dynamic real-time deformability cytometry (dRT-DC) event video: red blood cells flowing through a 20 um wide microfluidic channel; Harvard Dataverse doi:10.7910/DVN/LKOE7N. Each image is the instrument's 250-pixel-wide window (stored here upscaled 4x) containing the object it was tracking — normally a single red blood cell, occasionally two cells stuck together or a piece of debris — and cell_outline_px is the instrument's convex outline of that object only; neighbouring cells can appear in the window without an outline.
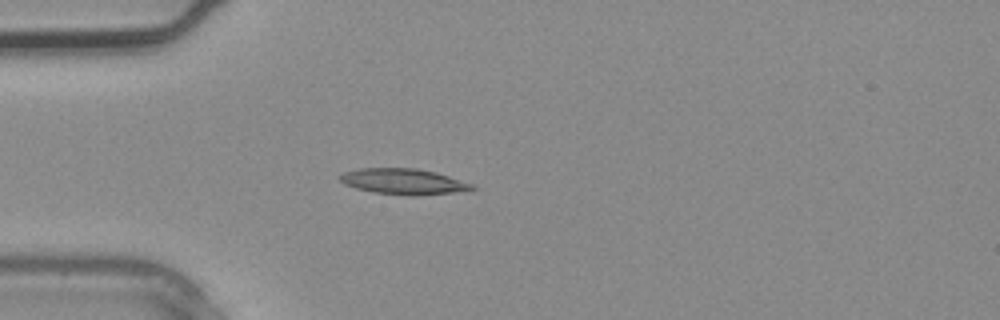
{"species": "common noctule bat (a hibernating species)", "species_latin": "Nyctalus noctula", "temperature_condition": "warm", "stored_images_in_passage": 3, "camera_frame_rate_fps": 3000, "um_per_image_px": 0.085, "animal": {"sex": "male", "body_mass_g": 20.4}, "frame": {"image": 1, "passage_image": 3, "time_ms": 0.667, "image_size_px": [1000, 320], "cell_outline_px": [[476, 188], [452, 192], [416, 196], [412, 196], [372, 192], [356, 188], [344, 184], [336, 176], [344, 172], [360, 168], [416, 168], [436, 172], [472, 184]], "centroid_in_image_um": [34.22, 15.42], "position_along_channel_um": 50.8, "area_um2": 19.71}}